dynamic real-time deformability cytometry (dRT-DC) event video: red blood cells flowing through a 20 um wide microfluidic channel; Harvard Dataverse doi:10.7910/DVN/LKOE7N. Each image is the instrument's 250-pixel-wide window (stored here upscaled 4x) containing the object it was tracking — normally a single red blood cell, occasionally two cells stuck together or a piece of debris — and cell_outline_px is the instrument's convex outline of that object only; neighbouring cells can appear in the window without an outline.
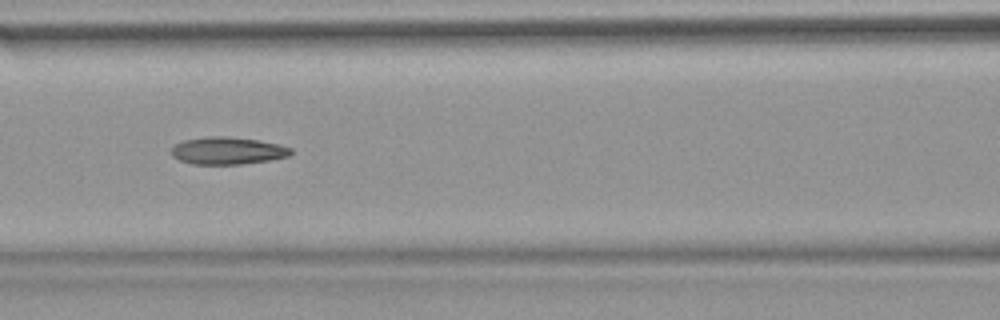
{"species": "common noctule bat (a hibernating species)", "species_latin": "Nyctalus noctula", "temperature_condition": "warm", "stored_images_in_passage": 53, "camera_frame_rate_fps": 3000, "um_per_image_px": 0.085, "animal": {"sex": "female", "body_mass_g": 18.4}, "frame": {"image": 1, "passage_image": 23, "time_ms": 7.333, "image_size_px": [1000, 320], "cell_outline_px": [[292, 152], [288, 156], [268, 160], [240, 164], [192, 164], [180, 160], [172, 156], [172, 148], [176, 144], [184, 140], [208, 136], [228, 136], [260, 140], [280, 144], [292, 148]], "centroid_in_image_um": [19.36, 12.8], "position_along_channel_um": 147.2, "area_um2": 19.02}, "authors_computed_cell_mechanics": {"area_um2": 19.1896, "velocity_mm_per_s": 3.7902, "shape_relaxation_time_tau1_ms": null, "shape_relaxation_time_tau2_ms": 2.6614, "deformation_change_tau1": null, "deformation_change_tau2": 0.111}}